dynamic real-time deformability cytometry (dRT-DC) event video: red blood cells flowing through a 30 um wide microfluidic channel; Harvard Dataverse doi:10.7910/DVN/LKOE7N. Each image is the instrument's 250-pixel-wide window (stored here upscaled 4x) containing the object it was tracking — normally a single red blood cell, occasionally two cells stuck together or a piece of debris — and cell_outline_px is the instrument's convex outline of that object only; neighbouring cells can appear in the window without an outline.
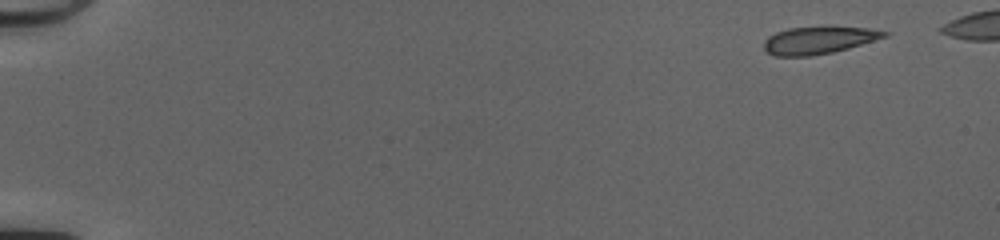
{"species": "common noctule bat (a hibernating species)", "species_latin": "Nyctalus noctula", "temperature_condition": "cold", "stored_images_in_passage": 46, "camera_frame_rate_fps": 3000, "um_per_image_px": 0.085, "animal": {"sex": "female", "body_mass_g": 20.0, "forearm_length_mm": 54.0}, "frame": {"image": 1, "passage_image": 1, "time_ms": 0.0, "image_size_px": [1000, 240], "cell_outline_px": [[892, 32], [888, 36], [848, 48], [832, 52], [812, 56], [776, 56], [768, 52], [764, 48], [764, 40], [768, 36], [776, 32], [788, 28], [828, 24], [868, 28]], "centroid_in_image_um": [69.62, 3.37], "position_along_channel_um": 15.4, "area_um2": 19.94}}
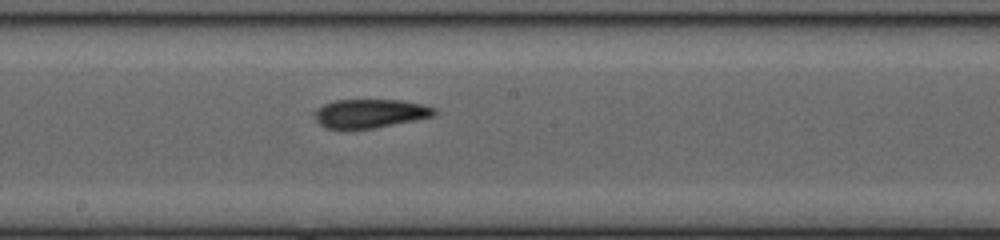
{"frame": {"image": 2, "passage_image": 27, "time_ms": 8.667, "image_size_px": [1000, 240], "cell_outline_px": [[436, 116], [372, 128], [324, 128], [312, 116], [312, 112], [316, 108], [324, 104], [336, 100], [404, 100], [424, 104], [436, 108]], "centroid_in_image_um": [31.45, 9.63], "position_along_channel_um": 216.7, "area_um2": 20.17}}
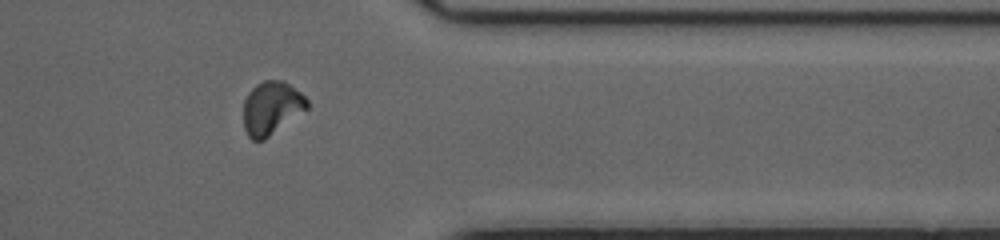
{"frame": {"image": 3, "passage_image": 40, "time_ms": 13.0, "image_size_px": [1000, 240], "cell_outline_px": [[308, 108], [264, 140], [252, 140], [248, 136], [244, 128], [244, 100], [248, 92], [256, 84], [264, 80], [284, 80], [300, 92], [308, 100]], "centroid_in_image_um": [23.07, 9.17], "position_along_channel_um": 388.3, "area_um2": 19.71}}